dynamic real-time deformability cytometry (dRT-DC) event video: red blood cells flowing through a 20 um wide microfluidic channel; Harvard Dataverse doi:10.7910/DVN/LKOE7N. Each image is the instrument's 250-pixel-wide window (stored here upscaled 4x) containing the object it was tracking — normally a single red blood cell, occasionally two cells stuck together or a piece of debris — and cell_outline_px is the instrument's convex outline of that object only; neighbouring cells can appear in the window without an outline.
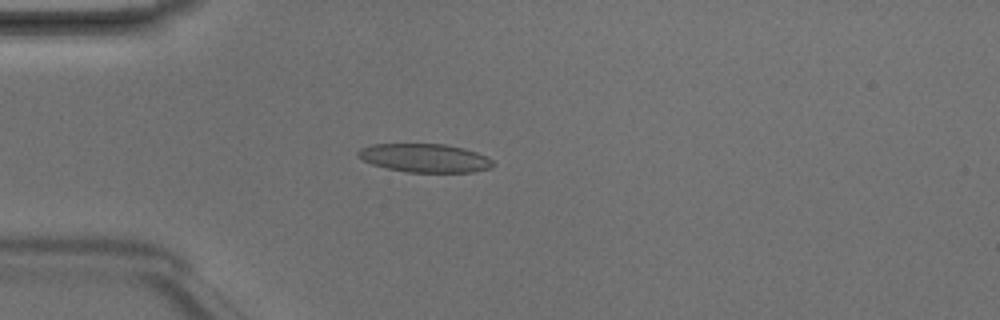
{"species": "Egyptian fruit bat (a non-hibernating species)", "species_latin": "Rousettus aegyptiacus", "temperature_condition": "room temperature", "stored_images_in_passage": 3, "camera_frame_rate_fps": 3000, "um_per_image_px": 0.085, "animal": {"sex": "male"}, "frame": {"image": 1, "passage_image": 3, "time_ms": 0.667, "image_size_px": [1000, 320], "cell_outline_px": [[496, 164], [492, 168], [472, 172], [408, 172], [388, 168], [372, 164], [356, 156], [356, 152], [360, 148], [372, 144], [444, 144], [464, 148], [476, 152], [492, 160]], "centroid_in_image_um": [36.11, 13.43], "position_along_channel_um": 48.9, "area_um2": 22.43}}